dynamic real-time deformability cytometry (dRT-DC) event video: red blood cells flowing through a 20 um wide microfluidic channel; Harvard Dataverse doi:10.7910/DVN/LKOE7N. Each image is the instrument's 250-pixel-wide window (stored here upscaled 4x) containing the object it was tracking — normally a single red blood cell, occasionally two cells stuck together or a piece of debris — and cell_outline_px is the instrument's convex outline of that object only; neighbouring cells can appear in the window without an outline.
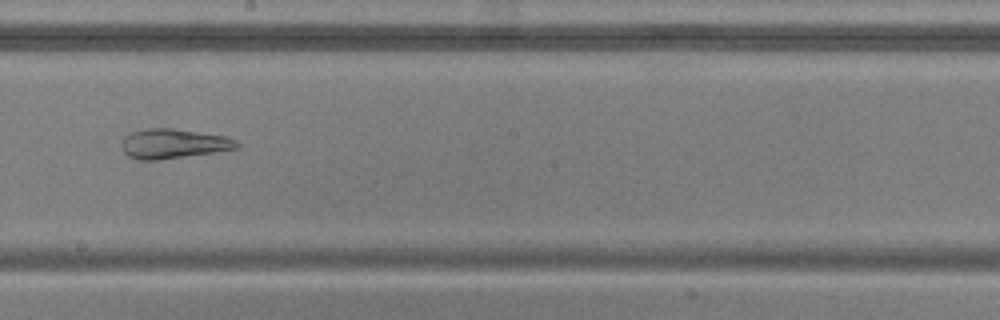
{"species": "common noctule bat (a hibernating species)", "species_latin": "Nyctalus noctula", "temperature_condition": "warm", "stored_images_in_passage": 7, "camera_frame_rate_fps": 3000, "um_per_image_px": 0.085, "animal": {"sex": "male", "body_mass_g": 20.5, "forearm_length_mm": 52.5}, "frame": {"image": 1, "passage_image": 7, "time_ms": 2.0, "image_size_px": [1000, 320], "cell_outline_px": [[240, 148], [160, 160], [140, 160], [128, 156], [124, 152], [124, 136], [132, 132], [148, 128], [172, 128], [228, 136], [236, 140], [240, 144]], "centroid_in_image_um": [14.8, 12.21], "position_along_channel_um": 233.4, "area_um2": 19.83}}